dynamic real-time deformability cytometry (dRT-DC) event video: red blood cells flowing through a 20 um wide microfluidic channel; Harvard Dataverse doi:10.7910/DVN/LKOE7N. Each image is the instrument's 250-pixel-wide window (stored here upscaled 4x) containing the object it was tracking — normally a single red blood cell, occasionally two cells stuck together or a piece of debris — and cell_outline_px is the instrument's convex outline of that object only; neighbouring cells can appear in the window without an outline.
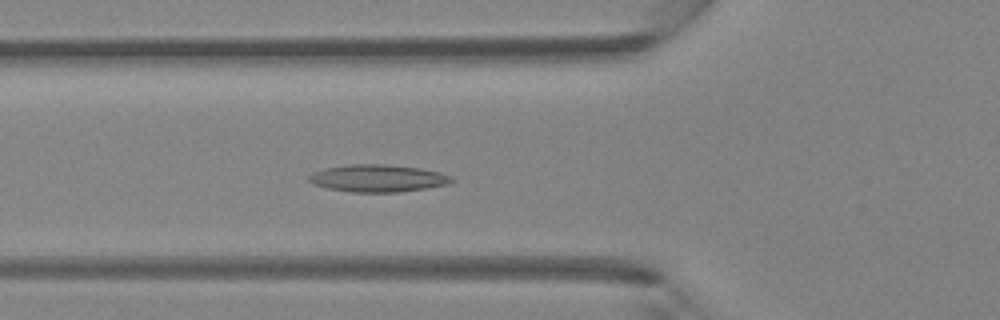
{"species": "Egyptian fruit bat (a non-hibernating species)", "species_latin": "Rousettus aegyptiacus", "temperature_condition": "room temperature", "stored_images_in_passage": 43, "camera_frame_rate_fps": 3000, "um_per_image_px": 0.085, "animal": {"sex": "female"}, "frame": {"image": 1, "passage_image": 15, "time_ms": 4.667, "image_size_px": [1000, 320], "cell_outline_px": [[456, 180], [448, 184], [428, 188], [400, 192], [352, 192], [328, 188], [312, 184], [308, 180], [308, 176], [312, 172], [324, 168], [348, 164], [384, 164], [420, 168], [452, 176]], "centroid_in_image_um": [32.1, 15.15], "position_along_channel_um": 93.7, "area_um2": 22.83}}
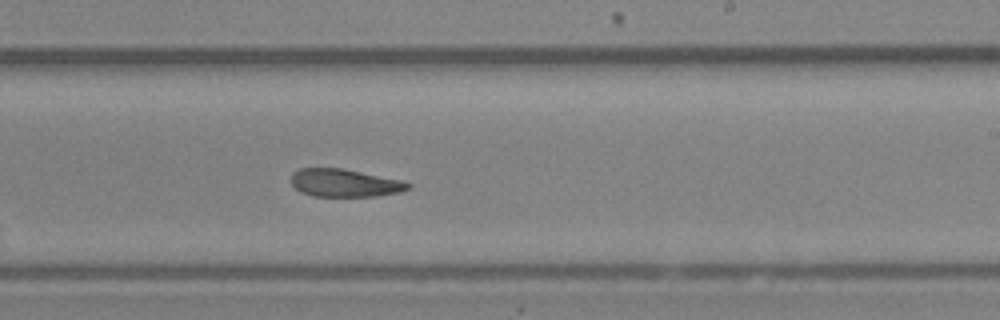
{"frame": {"image": 2, "passage_image": 26, "time_ms": 8.333, "image_size_px": [1000, 320], "cell_outline_px": [[412, 184], [408, 188], [400, 192], [376, 196], [312, 196], [300, 192], [288, 180], [292, 172], [296, 168], [344, 168], [400, 180]], "centroid_in_image_um": [29.22, 15.54], "position_along_channel_um": 259.8, "area_um2": 19.13}}
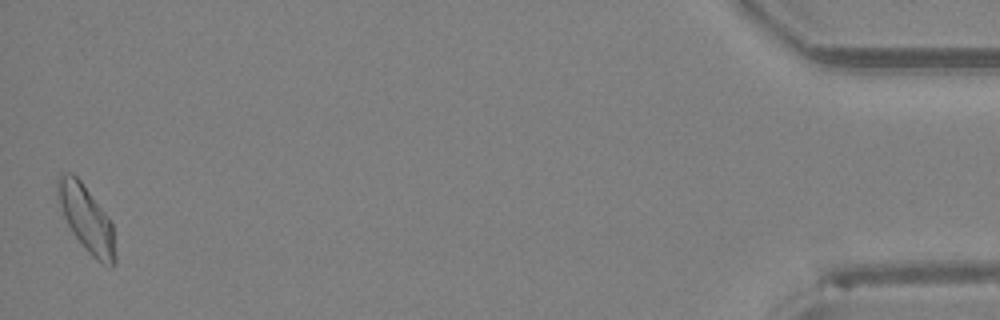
{"frame": {"image": 3, "passage_image": 43, "time_ms": 14.0, "image_size_px": [1000, 320], "cell_outline_px": [[116, 264], [112, 268], [96, 260], [84, 248], [72, 232], [64, 216], [56, 192], [56, 176], [60, 172], [72, 172], [80, 180], [104, 212], [112, 224], [116, 256]], "centroid_in_image_um": [7.33, 18.59], "position_along_channel_um": 427.9, "area_um2": 22.14}}